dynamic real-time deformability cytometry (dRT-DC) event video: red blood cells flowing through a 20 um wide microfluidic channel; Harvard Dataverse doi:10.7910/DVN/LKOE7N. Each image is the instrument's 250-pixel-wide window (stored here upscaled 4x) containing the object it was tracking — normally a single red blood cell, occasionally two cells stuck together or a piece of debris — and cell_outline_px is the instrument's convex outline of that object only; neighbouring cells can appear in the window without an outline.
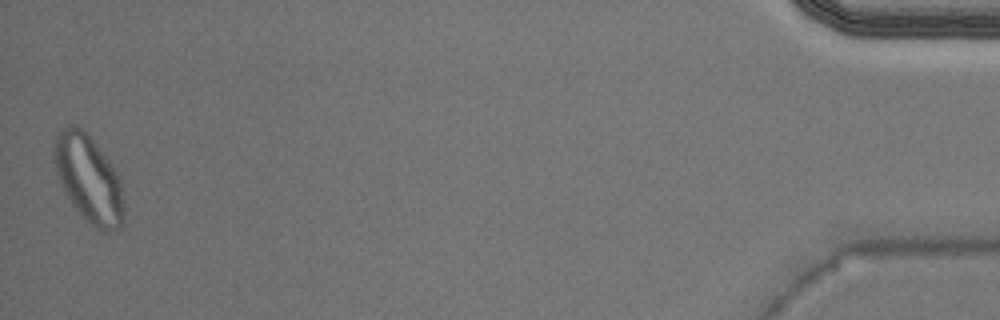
{"species": "Egyptian fruit bat (a non-hibernating species)", "species_latin": "Rousettus aegyptiacus", "temperature_condition": "warm", "stored_images_in_passage": 41, "segment_of_instrument_passage": [2, 2], "camera_frame_rate_fps": 3000, "um_per_image_px": 0.085, "animal": {"sex": "male"}, "frame": {"image": 1, "passage_image": 41, "time_ms": 13.333, "image_size_px": [1000, 320], "cell_outline_px": [[124, 224], [116, 232], [104, 232], [96, 228], [72, 204], [56, 172], [52, 160], [56, 136], [68, 124], [72, 124], [80, 128], [92, 140], [112, 164], [120, 176], [124, 204]], "centroid_in_image_um": [7.58, 15.23], "position_along_channel_um": 427.6, "area_um2": 35.26}}